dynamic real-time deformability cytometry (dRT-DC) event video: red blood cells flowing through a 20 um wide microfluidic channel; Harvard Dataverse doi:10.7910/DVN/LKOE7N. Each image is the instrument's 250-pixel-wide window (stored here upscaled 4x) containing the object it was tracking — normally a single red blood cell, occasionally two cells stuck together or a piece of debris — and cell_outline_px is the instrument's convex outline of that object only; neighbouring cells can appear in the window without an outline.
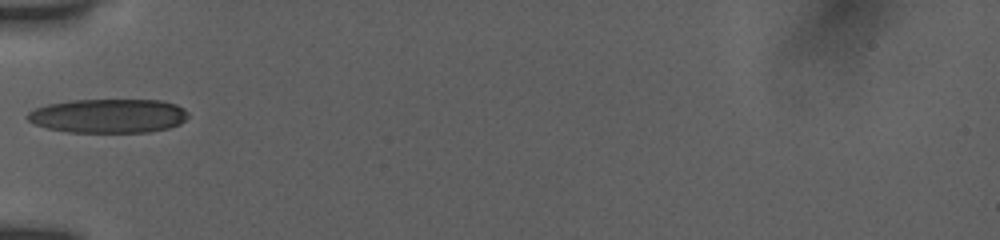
{"species": "human", "species_latin": "Homo sapiens", "temperature_condition": "room temperature", "stored_images_in_passage": 2, "camera_frame_rate_fps": 3000, "um_per_image_px": 0.085, "donor": {"sex": "female"}, "frame": {"image": 1, "passage_image": 1, "time_ms": 0.0, "image_size_px": [1000, 240], "cell_outline_px": [[188, 116], [180, 124], [168, 128], [148, 132], [68, 132], [48, 128], [36, 124], [28, 120], [24, 116], [28, 112], [36, 108], [48, 104], [72, 100], [160, 100], [176, 104], [184, 108], [188, 112]], "centroid_in_image_um": [9.22, 9.84], "position_along_channel_um": 75.8, "area_um2": 31.91}}